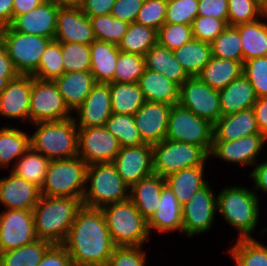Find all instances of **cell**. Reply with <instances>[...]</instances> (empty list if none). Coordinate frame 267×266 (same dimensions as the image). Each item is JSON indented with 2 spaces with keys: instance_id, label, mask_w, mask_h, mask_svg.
<instances>
[{
  "instance_id": "836d02e7",
  "label": "cell",
  "mask_w": 267,
  "mask_h": 266,
  "mask_svg": "<svg viewBox=\"0 0 267 266\" xmlns=\"http://www.w3.org/2000/svg\"><path fill=\"white\" fill-rule=\"evenodd\" d=\"M260 20L235 26L241 38L243 62L267 56V23Z\"/></svg>"
},
{
  "instance_id": "9f6ffc18",
  "label": "cell",
  "mask_w": 267,
  "mask_h": 266,
  "mask_svg": "<svg viewBox=\"0 0 267 266\" xmlns=\"http://www.w3.org/2000/svg\"><path fill=\"white\" fill-rule=\"evenodd\" d=\"M144 0H116L111 15L114 18L130 23L135 22Z\"/></svg>"
},
{
  "instance_id": "52a82bcc",
  "label": "cell",
  "mask_w": 267,
  "mask_h": 266,
  "mask_svg": "<svg viewBox=\"0 0 267 266\" xmlns=\"http://www.w3.org/2000/svg\"><path fill=\"white\" fill-rule=\"evenodd\" d=\"M87 165L79 157L50 160L42 196L83 198L86 186Z\"/></svg>"
},
{
  "instance_id": "e0dca14e",
  "label": "cell",
  "mask_w": 267,
  "mask_h": 266,
  "mask_svg": "<svg viewBox=\"0 0 267 266\" xmlns=\"http://www.w3.org/2000/svg\"><path fill=\"white\" fill-rule=\"evenodd\" d=\"M118 174L128 185L153 174V149L151 145L122 147L112 162Z\"/></svg>"
},
{
  "instance_id": "03108f58",
  "label": "cell",
  "mask_w": 267,
  "mask_h": 266,
  "mask_svg": "<svg viewBox=\"0 0 267 266\" xmlns=\"http://www.w3.org/2000/svg\"><path fill=\"white\" fill-rule=\"evenodd\" d=\"M13 1L0 0V28L9 26L13 20Z\"/></svg>"
},
{
  "instance_id": "74e56055",
  "label": "cell",
  "mask_w": 267,
  "mask_h": 266,
  "mask_svg": "<svg viewBox=\"0 0 267 266\" xmlns=\"http://www.w3.org/2000/svg\"><path fill=\"white\" fill-rule=\"evenodd\" d=\"M50 160L31 147L14 163L11 172L38 186L45 182Z\"/></svg>"
},
{
  "instance_id": "d6986e66",
  "label": "cell",
  "mask_w": 267,
  "mask_h": 266,
  "mask_svg": "<svg viewBox=\"0 0 267 266\" xmlns=\"http://www.w3.org/2000/svg\"><path fill=\"white\" fill-rule=\"evenodd\" d=\"M171 107L166 103L145 101L134 114L135 124L144 144L153 146L166 139Z\"/></svg>"
},
{
  "instance_id": "d590c367",
  "label": "cell",
  "mask_w": 267,
  "mask_h": 266,
  "mask_svg": "<svg viewBox=\"0 0 267 266\" xmlns=\"http://www.w3.org/2000/svg\"><path fill=\"white\" fill-rule=\"evenodd\" d=\"M108 84L113 113L134 115L143 106L145 100L138 83Z\"/></svg>"
},
{
  "instance_id": "6125c7cd",
  "label": "cell",
  "mask_w": 267,
  "mask_h": 266,
  "mask_svg": "<svg viewBox=\"0 0 267 266\" xmlns=\"http://www.w3.org/2000/svg\"><path fill=\"white\" fill-rule=\"evenodd\" d=\"M249 175L254 181V192L257 193V190H261L267 193V161L265 160V162L260 164L256 163Z\"/></svg>"
},
{
  "instance_id": "8d00e7d4",
  "label": "cell",
  "mask_w": 267,
  "mask_h": 266,
  "mask_svg": "<svg viewBox=\"0 0 267 266\" xmlns=\"http://www.w3.org/2000/svg\"><path fill=\"white\" fill-rule=\"evenodd\" d=\"M29 148V134L14 127L0 129V167L8 168L14 160L17 162Z\"/></svg>"
},
{
  "instance_id": "ac0fdd59",
  "label": "cell",
  "mask_w": 267,
  "mask_h": 266,
  "mask_svg": "<svg viewBox=\"0 0 267 266\" xmlns=\"http://www.w3.org/2000/svg\"><path fill=\"white\" fill-rule=\"evenodd\" d=\"M54 39L59 43L76 42L90 45L96 37L89 17L80 7H60Z\"/></svg>"
},
{
  "instance_id": "277c9868",
  "label": "cell",
  "mask_w": 267,
  "mask_h": 266,
  "mask_svg": "<svg viewBox=\"0 0 267 266\" xmlns=\"http://www.w3.org/2000/svg\"><path fill=\"white\" fill-rule=\"evenodd\" d=\"M36 131L30 135V147L49 160L78 157V127L69 119L33 124Z\"/></svg>"
},
{
  "instance_id": "816d5d0a",
  "label": "cell",
  "mask_w": 267,
  "mask_h": 266,
  "mask_svg": "<svg viewBox=\"0 0 267 266\" xmlns=\"http://www.w3.org/2000/svg\"><path fill=\"white\" fill-rule=\"evenodd\" d=\"M199 0H167L165 23L192 25L198 16Z\"/></svg>"
},
{
  "instance_id": "d4e9b609",
  "label": "cell",
  "mask_w": 267,
  "mask_h": 266,
  "mask_svg": "<svg viewBox=\"0 0 267 266\" xmlns=\"http://www.w3.org/2000/svg\"><path fill=\"white\" fill-rule=\"evenodd\" d=\"M260 133L253 109L221 116L214 124L213 141H234Z\"/></svg>"
},
{
  "instance_id": "7c38bea8",
  "label": "cell",
  "mask_w": 267,
  "mask_h": 266,
  "mask_svg": "<svg viewBox=\"0 0 267 266\" xmlns=\"http://www.w3.org/2000/svg\"><path fill=\"white\" fill-rule=\"evenodd\" d=\"M178 104L212 124L222 116L219 90L211 88L197 76L189 77L180 86Z\"/></svg>"
},
{
  "instance_id": "94428289",
  "label": "cell",
  "mask_w": 267,
  "mask_h": 266,
  "mask_svg": "<svg viewBox=\"0 0 267 266\" xmlns=\"http://www.w3.org/2000/svg\"><path fill=\"white\" fill-rule=\"evenodd\" d=\"M260 133L267 137V96L257 98L252 107Z\"/></svg>"
},
{
  "instance_id": "30bf717a",
  "label": "cell",
  "mask_w": 267,
  "mask_h": 266,
  "mask_svg": "<svg viewBox=\"0 0 267 266\" xmlns=\"http://www.w3.org/2000/svg\"><path fill=\"white\" fill-rule=\"evenodd\" d=\"M166 139L201 146L210 154L214 124L176 104L169 113Z\"/></svg>"
},
{
  "instance_id": "9c48e42d",
  "label": "cell",
  "mask_w": 267,
  "mask_h": 266,
  "mask_svg": "<svg viewBox=\"0 0 267 266\" xmlns=\"http://www.w3.org/2000/svg\"><path fill=\"white\" fill-rule=\"evenodd\" d=\"M51 38L24 34L10 26L0 28V43L20 75H33Z\"/></svg>"
},
{
  "instance_id": "003e7915",
  "label": "cell",
  "mask_w": 267,
  "mask_h": 266,
  "mask_svg": "<svg viewBox=\"0 0 267 266\" xmlns=\"http://www.w3.org/2000/svg\"><path fill=\"white\" fill-rule=\"evenodd\" d=\"M60 7H80L82 0H49Z\"/></svg>"
},
{
  "instance_id": "7dc6e473",
  "label": "cell",
  "mask_w": 267,
  "mask_h": 266,
  "mask_svg": "<svg viewBox=\"0 0 267 266\" xmlns=\"http://www.w3.org/2000/svg\"><path fill=\"white\" fill-rule=\"evenodd\" d=\"M267 18V13L257 4L256 0H228L227 25L237 26Z\"/></svg>"
},
{
  "instance_id": "ba28073f",
  "label": "cell",
  "mask_w": 267,
  "mask_h": 266,
  "mask_svg": "<svg viewBox=\"0 0 267 266\" xmlns=\"http://www.w3.org/2000/svg\"><path fill=\"white\" fill-rule=\"evenodd\" d=\"M153 173L166 178L189 167L206 165L209 153L201 146L165 139L152 146Z\"/></svg>"
},
{
  "instance_id": "9a60e30c",
  "label": "cell",
  "mask_w": 267,
  "mask_h": 266,
  "mask_svg": "<svg viewBox=\"0 0 267 266\" xmlns=\"http://www.w3.org/2000/svg\"><path fill=\"white\" fill-rule=\"evenodd\" d=\"M210 184L197 191L190 201L182 205V233L190 238L208 232L217 213V196L213 194Z\"/></svg>"
},
{
  "instance_id": "44dd1931",
  "label": "cell",
  "mask_w": 267,
  "mask_h": 266,
  "mask_svg": "<svg viewBox=\"0 0 267 266\" xmlns=\"http://www.w3.org/2000/svg\"><path fill=\"white\" fill-rule=\"evenodd\" d=\"M75 112L78 117H73V119H75L78 128L104 126L113 113L109 84L96 83Z\"/></svg>"
},
{
  "instance_id": "ffe728a7",
  "label": "cell",
  "mask_w": 267,
  "mask_h": 266,
  "mask_svg": "<svg viewBox=\"0 0 267 266\" xmlns=\"http://www.w3.org/2000/svg\"><path fill=\"white\" fill-rule=\"evenodd\" d=\"M59 8L60 6L46 0L26 14L16 16L9 26L13 30L24 34L37 35L53 40L56 34Z\"/></svg>"
},
{
  "instance_id": "60d3db41",
  "label": "cell",
  "mask_w": 267,
  "mask_h": 266,
  "mask_svg": "<svg viewBox=\"0 0 267 266\" xmlns=\"http://www.w3.org/2000/svg\"><path fill=\"white\" fill-rule=\"evenodd\" d=\"M104 126L117 138L121 148L144 144L136 127L134 115L112 113Z\"/></svg>"
},
{
  "instance_id": "cb8c5ba5",
  "label": "cell",
  "mask_w": 267,
  "mask_h": 266,
  "mask_svg": "<svg viewBox=\"0 0 267 266\" xmlns=\"http://www.w3.org/2000/svg\"><path fill=\"white\" fill-rule=\"evenodd\" d=\"M147 228L149 235L152 233L151 230L159 231V233L179 230L182 233V205L167 184L162 188L159 206L147 221Z\"/></svg>"
},
{
  "instance_id": "ab89813d",
  "label": "cell",
  "mask_w": 267,
  "mask_h": 266,
  "mask_svg": "<svg viewBox=\"0 0 267 266\" xmlns=\"http://www.w3.org/2000/svg\"><path fill=\"white\" fill-rule=\"evenodd\" d=\"M53 244L38 239L20 248L0 253V266H37Z\"/></svg>"
},
{
  "instance_id": "681fc988",
  "label": "cell",
  "mask_w": 267,
  "mask_h": 266,
  "mask_svg": "<svg viewBox=\"0 0 267 266\" xmlns=\"http://www.w3.org/2000/svg\"><path fill=\"white\" fill-rule=\"evenodd\" d=\"M192 39V25L164 23L157 31V43L172 51Z\"/></svg>"
},
{
  "instance_id": "4dcf8cb0",
  "label": "cell",
  "mask_w": 267,
  "mask_h": 266,
  "mask_svg": "<svg viewBox=\"0 0 267 266\" xmlns=\"http://www.w3.org/2000/svg\"><path fill=\"white\" fill-rule=\"evenodd\" d=\"M144 57L147 69L163 74L179 87L190 77L175 58L173 51L158 43Z\"/></svg>"
},
{
  "instance_id": "c3c4849f",
  "label": "cell",
  "mask_w": 267,
  "mask_h": 266,
  "mask_svg": "<svg viewBox=\"0 0 267 266\" xmlns=\"http://www.w3.org/2000/svg\"><path fill=\"white\" fill-rule=\"evenodd\" d=\"M64 73L90 71V45L76 42L61 43Z\"/></svg>"
},
{
  "instance_id": "603a6c76",
  "label": "cell",
  "mask_w": 267,
  "mask_h": 266,
  "mask_svg": "<svg viewBox=\"0 0 267 266\" xmlns=\"http://www.w3.org/2000/svg\"><path fill=\"white\" fill-rule=\"evenodd\" d=\"M41 196L40 188L10 171L0 178V204L6 209L33 210Z\"/></svg>"
},
{
  "instance_id": "be15d7a7",
  "label": "cell",
  "mask_w": 267,
  "mask_h": 266,
  "mask_svg": "<svg viewBox=\"0 0 267 266\" xmlns=\"http://www.w3.org/2000/svg\"><path fill=\"white\" fill-rule=\"evenodd\" d=\"M0 75L3 78H17L20 74L16 71L11 58L4 46L0 43Z\"/></svg>"
},
{
  "instance_id": "8992f818",
  "label": "cell",
  "mask_w": 267,
  "mask_h": 266,
  "mask_svg": "<svg viewBox=\"0 0 267 266\" xmlns=\"http://www.w3.org/2000/svg\"><path fill=\"white\" fill-rule=\"evenodd\" d=\"M101 210L116 247H143L149 238L147 221L130 199L107 205Z\"/></svg>"
},
{
  "instance_id": "bcb514c9",
  "label": "cell",
  "mask_w": 267,
  "mask_h": 266,
  "mask_svg": "<svg viewBox=\"0 0 267 266\" xmlns=\"http://www.w3.org/2000/svg\"><path fill=\"white\" fill-rule=\"evenodd\" d=\"M145 68L144 56L120 51L116 61L113 82L138 83Z\"/></svg>"
},
{
  "instance_id": "4316f807",
  "label": "cell",
  "mask_w": 267,
  "mask_h": 266,
  "mask_svg": "<svg viewBox=\"0 0 267 266\" xmlns=\"http://www.w3.org/2000/svg\"><path fill=\"white\" fill-rule=\"evenodd\" d=\"M165 184V178L153 173L130 187L129 199L146 221L157 211Z\"/></svg>"
},
{
  "instance_id": "7a4b0ae2",
  "label": "cell",
  "mask_w": 267,
  "mask_h": 266,
  "mask_svg": "<svg viewBox=\"0 0 267 266\" xmlns=\"http://www.w3.org/2000/svg\"><path fill=\"white\" fill-rule=\"evenodd\" d=\"M82 207L80 198L41 195L32 210L38 239L52 244H63L77 212Z\"/></svg>"
},
{
  "instance_id": "680465c9",
  "label": "cell",
  "mask_w": 267,
  "mask_h": 266,
  "mask_svg": "<svg viewBox=\"0 0 267 266\" xmlns=\"http://www.w3.org/2000/svg\"><path fill=\"white\" fill-rule=\"evenodd\" d=\"M37 266H73V263L62 244H53Z\"/></svg>"
},
{
  "instance_id": "db71d44e",
  "label": "cell",
  "mask_w": 267,
  "mask_h": 266,
  "mask_svg": "<svg viewBox=\"0 0 267 266\" xmlns=\"http://www.w3.org/2000/svg\"><path fill=\"white\" fill-rule=\"evenodd\" d=\"M227 26L222 19L197 16L192 23L193 38L211 43Z\"/></svg>"
},
{
  "instance_id": "2e32d148",
  "label": "cell",
  "mask_w": 267,
  "mask_h": 266,
  "mask_svg": "<svg viewBox=\"0 0 267 266\" xmlns=\"http://www.w3.org/2000/svg\"><path fill=\"white\" fill-rule=\"evenodd\" d=\"M267 137L262 133L240 137L234 141H213L211 157L244 166L255 165Z\"/></svg>"
},
{
  "instance_id": "11a10c76",
  "label": "cell",
  "mask_w": 267,
  "mask_h": 266,
  "mask_svg": "<svg viewBox=\"0 0 267 266\" xmlns=\"http://www.w3.org/2000/svg\"><path fill=\"white\" fill-rule=\"evenodd\" d=\"M146 251L142 247H115L107 266H146Z\"/></svg>"
},
{
  "instance_id": "83f0119b",
  "label": "cell",
  "mask_w": 267,
  "mask_h": 266,
  "mask_svg": "<svg viewBox=\"0 0 267 266\" xmlns=\"http://www.w3.org/2000/svg\"><path fill=\"white\" fill-rule=\"evenodd\" d=\"M138 85L145 101L176 105L179 102L180 87L163 74L145 68Z\"/></svg>"
},
{
  "instance_id": "7bdbcfd3",
  "label": "cell",
  "mask_w": 267,
  "mask_h": 266,
  "mask_svg": "<svg viewBox=\"0 0 267 266\" xmlns=\"http://www.w3.org/2000/svg\"><path fill=\"white\" fill-rule=\"evenodd\" d=\"M212 56L243 62L241 38L235 26H227L212 42Z\"/></svg>"
},
{
  "instance_id": "484cf974",
  "label": "cell",
  "mask_w": 267,
  "mask_h": 266,
  "mask_svg": "<svg viewBox=\"0 0 267 266\" xmlns=\"http://www.w3.org/2000/svg\"><path fill=\"white\" fill-rule=\"evenodd\" d=\"M54 82L71 112H74L85 101L92 87L96 84L90 71L64 73Z\"/></svg>"
},
{
  "instance_id": "91938a15",
  "label": "cell",
  "mask_w": 267,
  "mask_h": 266,
  "mask_svg": "<svg viewBox=\"0 0 267 266\" xmlns=\"http://www.w3.org/2000/svg\"><path fill=\"white\" fill-rule=\"evenodd\" d=\"M116 0H82L80 8L87 16L111 14Z\"/></svg>"
},
{
  "instance_id": "f35d334b",
  "label": "cell",
  "mask_w": 267,
  "mask_h": 266,
  "mask_svg": "<svg viewBox=\"0 0 267 266\" xmlns=\"http://www.w3.org/2000/svg\"><path fill=\"white\" fill-rule=\"evenodd\" d=\"M155 44H157V30L133 22L129 24L127 32L117 46L122 52L145 56Z\"/></svg>"
},
{
  "instance_id": "7402d4cb",
  "label": "cell",
  "mask_w": 267,
  "mask_h": 266,
  "mask_svg": "<svg viewBox=\"0 0 267 266\" xmlns=\"http://www.w3.org/2000/svg\"><path fill=\"white\" fill-rule=\"evenodd\" d=\"M32 75H19L0 94V116L30 120Z\"/></svg>"
},
{
  "instance_id": "d6a6232c",
  "label": "cell",
  "mask_w": 267,
  "mask_h": 266,
  "mask_svg": "<svg viewBox=\"0 0 267 266\" xmlns=\"http://www.w3.org/2000/svg\"><path fill=\"white\" fill-rule=\"evenodd\" d=\"M243 63L212 56L197 77L211 88L220 90L243 74Z\"/></svg>"
},
{
  "instance_id": "ee69618b",
  "label": "cell",
  "mask_w": 267,
  "mask_h": 266,
  "mask_svg": "<svg viewBox=\"0 0 267 266\" xmlns=\"http://www.w3.org/2000/svg\"><path fill=\"white\" fill-rule=\"evenodd\" d=\"M97 40L118 45L127 32L129 23L111 14L102 16H88Z\"/></svg>"
},
{
  "instance_id": "f1b7e54d",
  "label": "cell",
  "mask_w": 267,
  "mask_h": 266,
  "mask_svg": "<svg viewBox=\"0 0 267 266\" xmlns=\"http://www.w3.org/2000/svg\"><path fill=\"white\" fill-rule=\"evenodd\" d=\"M222 116L251 109L257 100L250 81L242 74L219 90Z\"/></svg>"
},
{
  "instance_id": "5bb4252c",
  "label": "cell",
  "mask_w": 267,
  "mask_h": 266,
  "mask_svg": "<svg viewBox=\"0 0 267 266\" xmlns=\"http://www.w3.org/2000/svg\"><path fill=\"white\" fill-rule=\"evenodd\" d=\"M38 240L32 210L5 209L0 213V253Z\"/></svg>"
},
{
  "instance_id": "e575fe53",
  "label": "cell",
  "mask_w": 267,
  "mask_h": 266,
  "mask_svg": "<svg viewBox=\"0 0 267 266\" xmlns=\"http://www.w3.org/2000/svg\"><path fill=\"white\" fill-rule=\"evenodd\" d=\"M175 58L190 77L197 76L212 57L211 43L192 39L173 51Z\"/></svg>"
},
{
  "instance_id": "1f68e13d",
  "label": "cell",
  "mask_w": 267,
  "mask_h": 266,
  "mask_svg": "<svg viewBox=\"0 0 267 266\" xmlns=\"http://www.w3.org/2000/svg\"><path fill=\"white\" fill-rule=\"evenodd\" d=\"M204 168L205 165L185 168L165 178L166 184L181 205L190 201L197 191L208 184L204 178Z\"/></svg>"
},
{
  "instance_id": "6f0895ef",
  "label": "cell",
  "mask_w": 267,
  "mask_h": 266,
  "mask_svg": "<svg viewBox=\"0 0 267 266\" xmlns=\"http://www.w3.org/2000/svg\"><path fill=\"white\" fill-rule=\"evenodd\" d=\"M198 16L213 17L228 21V0H199Z\"/></svg>"
},
{
  "instance_id": "f907efd6",
  "label": "cell",
  "mask_w": 267,
  "mask_h": 266,
  "mask_svg": "<svg viewBox=\"0 0 267 266\" xmlns=\"http://www.w3.org/2000/svg\"><path fill=\"white\" fill-rule=\"evenodd\" d=\"M243 75L250 81L257 98L267 96V56L245 61Z\"/></svg>"
},
{
  "instance_id": "b9f144b4",
  "label": "cell",
  "mask_w": 267,
  "mask_h": 266,
  "mask_svg": "<svg viewBox=\"0 0 267 266\" xmlns=\"http://www.w3.org/2000/svg\"><path fill=\"white\" fill-rule=\"evenodd\" d=\"M229 253L236 266H267V247L254 238H237Z\"/></svg>"
},
{
  "instance_id": "8fae6325",
  "label": "cell",
  "mask_w": 267,
  "mask_h": 266,
  "mask_svg": "<svg viewBox=\"0 0 267 266\" xmlns=\"http://www.w3.org/2000/svg\"><path fill=\"white\" fill-rule=\"evenodd\" d=\"M71 113L54 81L32 76L29 123L69 119L73 117Z\"/></svg>"
},
{
  "instance_id": "f6af8a7d",
  "label": "cell",
  "mask_w": 267,
  "mask_h": 266,
  "mask_svg": "<svg viewBox=\"0 0 267 266\" xmlns=\"http://www.w3.org/2000/svg\"><path fill=\"white\" fill-rule=\"evenodd\" d=\"M61 43L51 40L43 52L38 70L32 75L40 80H52L64 74Z\"/></svg>"
},
{
  "instance_id": "e7e4bbea",
  "label": "cell",
  "mask_w": 267,
  "mask_h": 266,
  "mask_svg": "<svg viewBox=\"0 0 267 266\" xmlns=\"http://www.w3.org/2000/svg\"><path fill=\"white\" fill-rule=\"evenodd\" d=\"M46 0H14L13 19L21 14H26Z\"/></svg>"
},
{
  "instance_id": "f5cc1de1",
  "label": "cell",
  "mask_w": 267,
  "mask_h": 266,
  "mask_svg": "<svg viewBox=\"0 0 267 266\" xmlns=\"http://www.w3.org/2000/svg\"><path fill=\"white\" fill-rule=\"evenodd\" d=\"M167 0H144L135 22L158 29L165 23Z\"/></svg>"
},
{
  "instance_id": "89a4df30",
  "label": "cell",
  "mask_w": 267,
  "mask_h": 266,
  "mask_svg": "<svg viewBox=\"0 0 267 266\" xmlns=\"http://www.w3.org/2000/svg\"><path fill=\"white\" fill-rule=\"evenodd\" d=\"M256 2L267 13V0H256Z\"/></svg>"
},
{
  "instance_id": "6da1fadb",
  "label": "cell",
  "mask_w": 267,
  "mask_h": 266,
  "mask_svg": "<svg viewBox=\"0 0 267 266\" xmlns=\"http://www.w3.org/2000/svg\"><path fill=\"white\" fill-rule=\"evenodd\" d=\"M73 266H107L116 247L101 209L82 207L62 244Z\"/></svg>"
},
{
  "instance_id": "4fadbf2b",
  "label": "cell",
  "mask_w": 267,
  "mask_h": 266,
  "mask_svg": "<svg viewBox=\"0 0 267 266\" xmlns=\"http://www.w3.org/2000/svg\"><path fill=\"white\" fill-rule=\"evenodd\" d=\"M121 146L105 126L78 128V157L86 165L111 163Z\"/></svg>"
},
{
  "instance_id": "a7ac6f4b",
  "label": "cell",
  "mask_w": 267,
  "mask_h": 266,
  "mask_svg": "<svg viewBox=\"0 0 267 266\" xmlns=\"http://www.w3.org/2000/svg\"><path fill=\"white\" fill-rule=\"evenodd\" d=\"M15 78H3L0 75V94L2 93V91L7 87L8 83L11 80H14Z\"/></svg>"
},
{
  "instance_id": "3957f363",
  "label": "cell",
  "mask_w": 267,
  "mask_h": 266,
  "mask_svg": "<svg viewBox=\"0 0 267 266\" xmlns=\"http://www.w3.org/2000/svg\"><path fill=\"white\" fill-rule=\"evenodd\" d=\"M257 194L246 187L227 186L217 195V213L239 231L238 239L253 238L259 216Z\"/></svg>"
},
{
  "instance_id": "f546056e",
  "label": "cell",
  "mask_w": 267,
  "mask_h": 266,
  "mask_svg": "<svg viewBox=\"0 0 267 266\" xmlns=\"http://www.w3.org/2000/svg\"><path fill=\"white\" fill-rule=\"evenodd\" d=\"M119 52L117 45L105 41L96 39L90 44V72L96 83L113 82Z\"/></svg>"
},
{
  "instance_id": "5b68a950",
  "label": "cell",
  "mask_w": 267,
  "mask_h": 266,
  "mask_svg": "<svg viewBox=\"0 0 267 266\" xmlns=\"http://www.w3.org/2000/svg\"><path fill=\"white\" fill-rule=\"evenodd\" d=\"M89 183L82 198L84 207L102 209L130 197V186L123 181L112 162L88 165L86 185Z\"/></svg>"
}]
</instances>
